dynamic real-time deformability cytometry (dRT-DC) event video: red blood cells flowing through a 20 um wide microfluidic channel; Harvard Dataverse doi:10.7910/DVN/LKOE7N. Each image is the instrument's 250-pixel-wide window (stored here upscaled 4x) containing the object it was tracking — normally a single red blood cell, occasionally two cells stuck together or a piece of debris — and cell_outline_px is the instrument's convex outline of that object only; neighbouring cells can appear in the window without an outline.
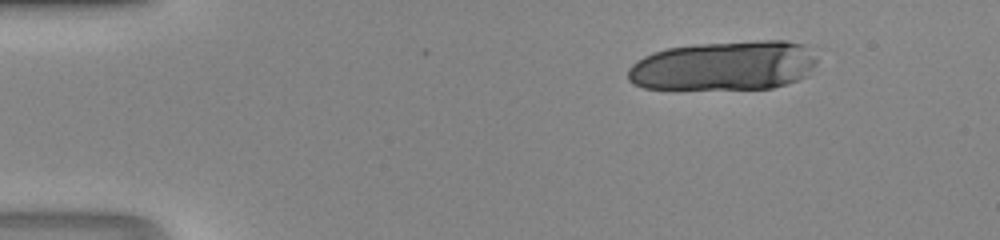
{"species": "human", "species_latin": "Homo sapiens", "temperature_condition": "room temperature", "stored_images_in_passage": 11, "camera_frame_rate_fps": 3000, "um_per_image_px": 0.085, "donor": {"sex": "male"}, "frame": {"image": 1, "passage_image": 1, "time_ms": 0.0, "image_size_px": [1000, 240], "cell_outline_px": [[820, 60], [808, 76], [772, 88], [644, 88], [632, 84], [628, 80], [628, 68], [636, 60], [644, 56], [668, 48], [696, 44], [756, 40], [784, 40], [804, 44]], "centroid_in_image_um": [61.6, 5.57], "position_along_channel_um": 23.4, "area_um2": 54.68}}